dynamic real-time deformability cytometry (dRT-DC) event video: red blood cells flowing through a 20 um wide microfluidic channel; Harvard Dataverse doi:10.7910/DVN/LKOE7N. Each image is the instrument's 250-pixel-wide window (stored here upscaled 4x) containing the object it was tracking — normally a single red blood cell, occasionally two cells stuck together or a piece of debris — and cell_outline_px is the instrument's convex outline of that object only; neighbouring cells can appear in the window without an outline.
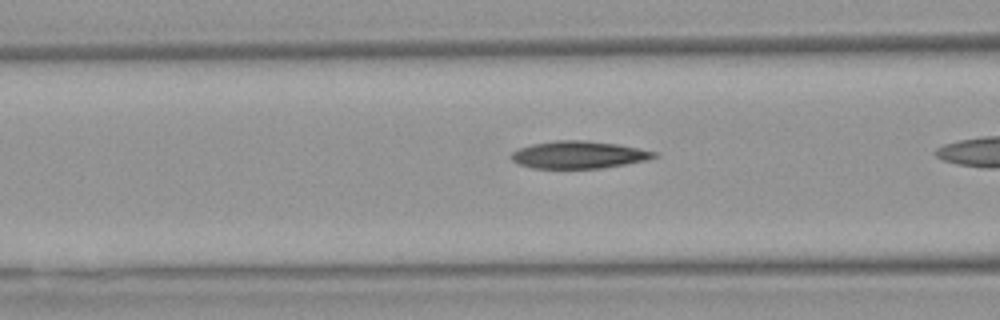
{"species": "Egyptian fruit bat (a non-hibernating species)", "species_latin": "Rousettus aegyptiacus", "temperature_condition": "warm", "stored_images_in_passage": 32, "camera_frame_rate_fps": 3000, "um_per_image_px": 0.085, "animal": {"sex": "female"}, "frame": {"image": 1, "passage_image": 12, "time_ms": 3.667, "image_size_px": [1000, 320], "cell_outline_px": [[660, 156], [648, 160], [604, 168], [532, 168], [516, 164], [508, 156], [512, 152], [520, 148], [532, 144], [556, 140], [584, 140], [616, 144], [656, 152]], "centroid_in_image_um": [49.16, 13.16], "position_along_channel_um": 117.4, "area_um2": 22.89}}
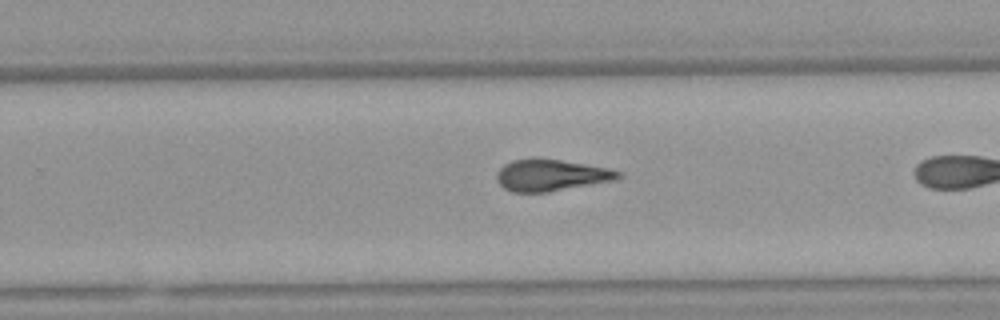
{"frame": {"image": 2, "passage_image": 25, "time_ms": 8.0, "image_size_px": [1000, 320], "cell_outline_px": [[624, 176], [616, 180], [548, 192], [512, 192], [504, 188], [496, 180], [496, 172], [504, 164], [512, 160], [532, 156], [536, 156], [608, 168], [624, 172]], "centroid_in_image_um": [46.83, 14.87], "position_along_channel_um": 283.0, "area_um2": 22.89}}
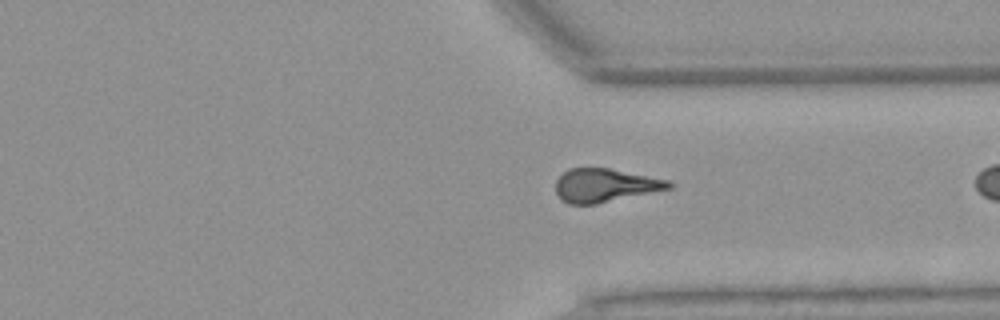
{"frame": {"image": 3, "passage_image": 31, "time_ms": 10.0, "image_size_px": [1000, 320], "cell_outline_px": [[672, 188], [596, 204], [568, 204], [560, 200], [556, 192], [556, 180], [568, 168], [608, 168], [668, 180], [672, 184]], "centroid_in_image_um": [51.38, 15.76], "position_along_channel_um": 360.0, "area_um2": 21.91}}